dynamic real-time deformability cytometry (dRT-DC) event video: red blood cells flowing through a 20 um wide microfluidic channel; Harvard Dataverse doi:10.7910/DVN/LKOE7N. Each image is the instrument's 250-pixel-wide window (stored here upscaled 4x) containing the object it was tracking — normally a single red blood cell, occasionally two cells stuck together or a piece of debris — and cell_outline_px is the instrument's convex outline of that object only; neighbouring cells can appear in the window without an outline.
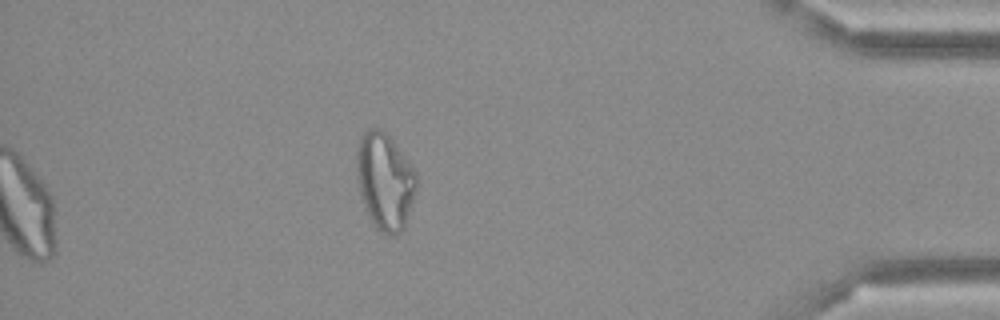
{"species": "Egyptian fruit bat (a non-hibernating species)", "species_latin": "Rousettus aegyptiacus", "temperature_condition": "cold", "stored_images_in_passage": 32, "camera_frame_rate_fps": 3000, "um_per_image_px": 0.085, "frame": {"image": 1, "passage_image": 32, "time_ms": 10.333, "image_size_px": [1000, 320], "cell_outline_px": [[416, 192], [404, 228], [396, 236], [388, 236], [380, 232], [372, 224], [368, 216], [360, 196], [356, 176], [356, 148], [360, 136], [368, 128], [380, 128], [392, 140], [416, 172]], "centroid_in_image_um": [32.68, 15.43], "position_along_channel_um": 402.5, "area_um2": 34.1}}